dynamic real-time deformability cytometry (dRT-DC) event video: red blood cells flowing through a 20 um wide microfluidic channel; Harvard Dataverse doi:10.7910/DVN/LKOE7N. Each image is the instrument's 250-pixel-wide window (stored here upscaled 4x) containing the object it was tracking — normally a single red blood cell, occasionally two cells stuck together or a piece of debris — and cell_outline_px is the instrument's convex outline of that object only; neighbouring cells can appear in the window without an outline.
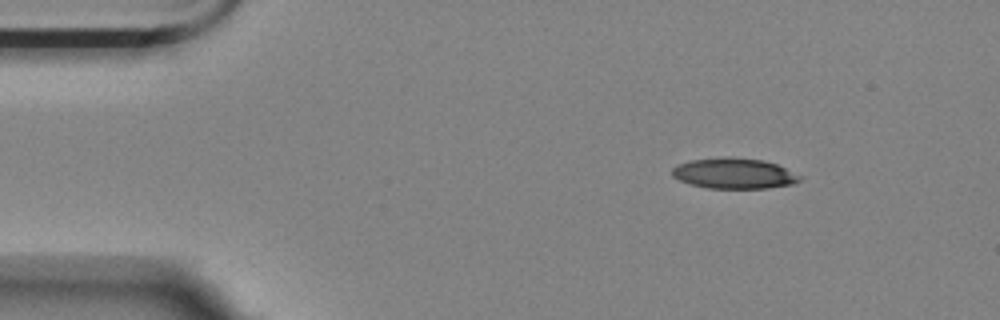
{"species": "Egyptian fruit bat (a non-hibernating species)", "species_latin": "Rousettus aegyptiacus", "temperature_condition": "room temperature", "stored_images_in_passage": 3, "camera_frame_rate_fps": 3000, "um_per_image_px": 0.085, "animal": {"sex": "female"}, "frame": {"image": 1, "passage_image": 1, "time_ms": 0.0, "image_size_px": [1000, 320], "cell_outline_px": [[804, 176], [800, 180], [792, 184], [768, 188], [708, 188], [692, 184], [680, 180], [672, 176], [672, 168], [680, 164], [692, 160], [724, 156], [732, 156], [764, 160], [776, 164]], "centroid_in_image_um": [62.43, 14.73], "position_along_channel_um": 22.6, "area_um2": 22.83}}